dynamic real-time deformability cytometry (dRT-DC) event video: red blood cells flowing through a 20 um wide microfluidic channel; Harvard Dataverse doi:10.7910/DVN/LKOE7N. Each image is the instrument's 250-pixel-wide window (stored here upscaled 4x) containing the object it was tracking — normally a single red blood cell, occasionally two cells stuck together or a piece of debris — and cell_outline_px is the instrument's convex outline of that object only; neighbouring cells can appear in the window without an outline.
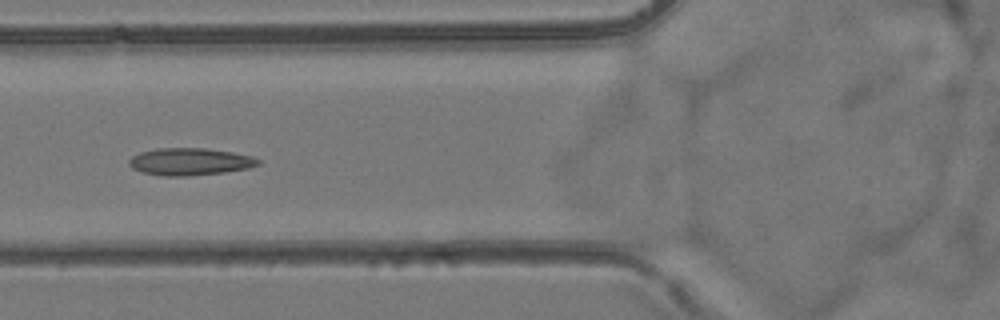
{"species": "common noctule bat (a hibernating species)", "species_latin": "Nyctalus noctula", "temperature_condition": "room temperature", "stored_images_in_passage": 6, "camera_frame_rate_fps": 3000, "um_per_image_px": 0.085, "animal": {"sex": "female", "body_mass_g": 24.6, "forearm_length_mm": 56.2}, "frame": {"image": 1, "passage_image": 6, "time_ms": 5.667, "image_size_px": [1000, 320], "cell_outline_px": [[260, 164], [248, 168], [224, 172], [188, 176], [160, 176], [140, 172], [132, 168], [128, 164], [128, 160], [132, 156], [140, 152], [156, 148], [204, 148], [232, 152], [252, 156], [260, 160]], "centroid_in_image_um": [16.1, 13.74], "position_along_channel_um": 109.7, "area_um2": 20.63}}